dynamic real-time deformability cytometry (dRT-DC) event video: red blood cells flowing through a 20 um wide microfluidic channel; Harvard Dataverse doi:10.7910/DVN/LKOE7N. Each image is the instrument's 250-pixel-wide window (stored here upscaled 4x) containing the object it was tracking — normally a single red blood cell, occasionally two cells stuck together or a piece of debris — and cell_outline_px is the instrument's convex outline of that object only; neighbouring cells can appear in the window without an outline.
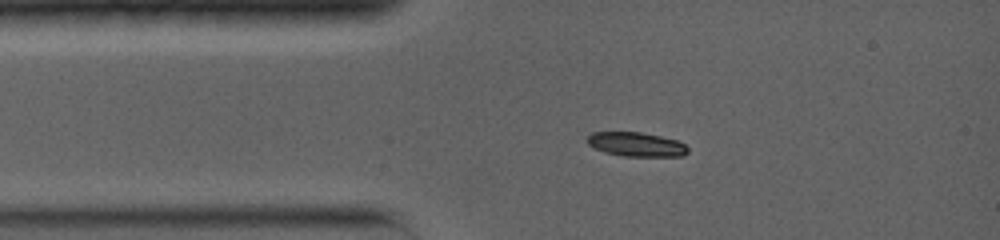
{"species": "common noctule bat (a hibernating species)", "species_latin": "Nyctalus noctula", "temperature_condition": "warm", "stored_images_in_passage": 34, "camera_frame_rate_fps": 5000, "um_per_image_px": 0.085, "animal": {"sex": "female", "body_mass_g": 19.0, "forearm_length_mm": 56.7}, "frame": {"image": 1, "passage_image": 1, "time_ms": 0.0, "image_size_px": [1000, 240], "cell_outline_px": [[688, 152], [684, 156], [624, 156], [604, 152], [588, 144], [588, 136], [592, 132], [640, 132], [660, 136], [676, 140], [684, 144], [688, 148]], "centroid_in_image_um": [54.1, 12.27], "position_along_channel_um": 30.9, "area_um2": 14.05}}
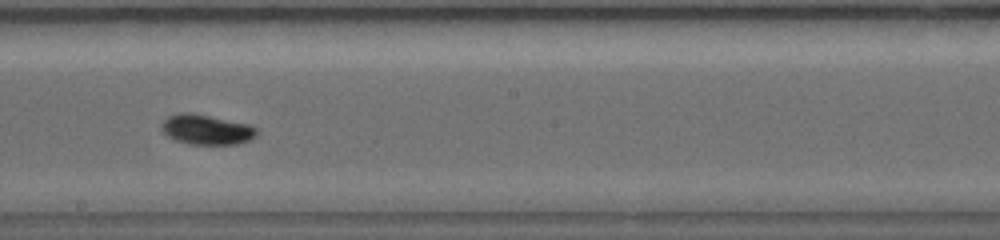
{"frame": {"image": 2, "passage_image": 16, "time_ms": 5.4, "image_size_px": [1000, 240], "cell_outline_px": [[260, 132], [256, 136], [248, 140], [236, 144], [188, 144], [176, 140], [168, 136], [160, 128], [160, 124], [168, 116], [180, 112], [192, 112], [248, 124], [256, 128]], "centroid_in_image_um": [17.54, 11.0], "position_along_channel_um": 230.7, "area_um2": 16.7}}
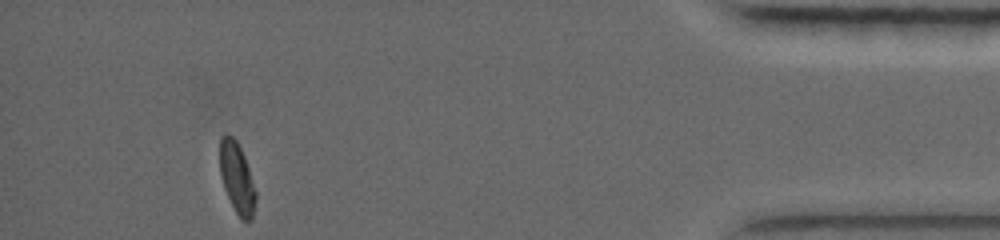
{"frame": {"image": 3, "passage_image": 34, "time_ms": 11.8, "image_size_px": [1000, 240], "cell_outline_px": [[256, 200], [252, 220], [248, 224], [240, 220], [224, 188], [220, 172], [220, 136], [224, 132], [228, 132], [236, 140], [244, 156], [256, 192]], "centroid_in_image_um": [20.14, 15.14], "position_along_channel_um": 415.1, "area_um2": 14.91}, "authors_computed_cell_mechanics": {"area_um2": 15.3459, "velocity_mm_per_s": 3.9601, "shape_relaxation_time_tau1_ms": 1.8551, "shape_relaxation_time_tau2_ms": null, "deformation_change_tau1": 0.1094, "deformation_change_tau2": null}}